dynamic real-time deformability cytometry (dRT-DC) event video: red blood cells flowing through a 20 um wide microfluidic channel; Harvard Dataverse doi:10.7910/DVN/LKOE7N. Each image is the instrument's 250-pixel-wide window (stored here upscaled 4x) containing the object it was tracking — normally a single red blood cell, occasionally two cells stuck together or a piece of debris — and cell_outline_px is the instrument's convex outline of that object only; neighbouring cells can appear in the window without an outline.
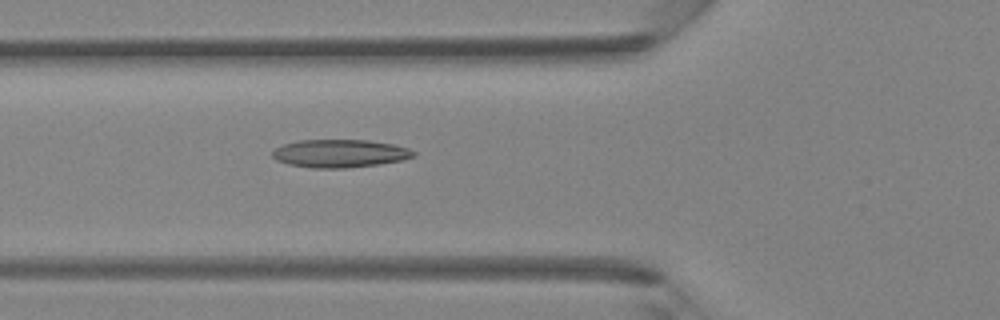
{"species": "Egyptian fruit bat (a non-hibernating species)", "species_latin": "Rousettus aegyptiacus", "temperature_condition": "room temperature", "stored_images_in_passage": 43, "camera_frame_rate_fps": 3000, "um_per_image_px": 0.085, "animal": {"sex": "female"}, "frame": {"image": 1, "passage_image": 16, "time_ms": 5.0, "image_size_px": [1000, 320], "cell_outline_px": [[416, 156], [400, 160], [376, 164], [344, 168], [312, 168], [288, 164], [276, 160], [272, 156], [272, 152], [276, 148], [284, 144], [300, 140], [368, 140], [392, 144], [408, 148], [416, 152]], "centroid_in_image_um": [28.87, 13.04], "position_along_channel_um": 96.9, "area_um2": 22.83}}
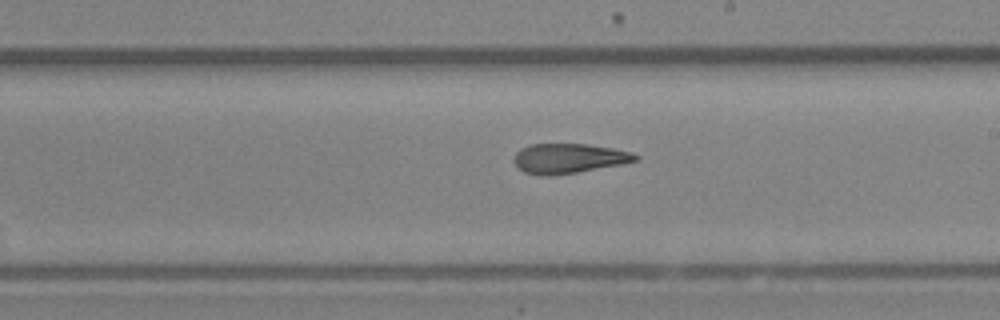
{"frame": {"image": 2, "passage_image": 25, "time_ms": 8.0, "image_size_px": [1000, 320], "cell_outline_px": [[640, 160], [624, 164], [576, 172], [548, 176], [524, 172], [516, 164], [516, 152], [520, 148], [528, 144], [588, 144], [612, 148], [632, 152], [640, 156]], "centroid_in_image_um": [48.41, 13.45], "position_along_channel_um": 240.6, "area_um2": 20.98}}
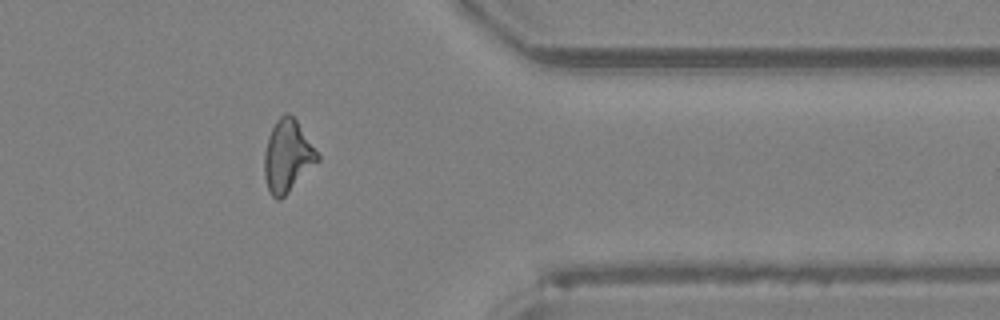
{"frame": {"image": 3, "passage_image": 35, "time_ms": 11.333, "image_size_px": [1000, 320], "cell_outline_px": [[320, 160], [280, 200], [276, 200], [272, 196], [268, 188], [264, 176], [264, 152], [268, 136], [276, 120], [284, 112], [288, 112], [296, 120], [320, 156]], "centroid_in_image_um": [24.42, 13.26], "position_along_channel_um": 387.0, "area_um2": 22.2}}